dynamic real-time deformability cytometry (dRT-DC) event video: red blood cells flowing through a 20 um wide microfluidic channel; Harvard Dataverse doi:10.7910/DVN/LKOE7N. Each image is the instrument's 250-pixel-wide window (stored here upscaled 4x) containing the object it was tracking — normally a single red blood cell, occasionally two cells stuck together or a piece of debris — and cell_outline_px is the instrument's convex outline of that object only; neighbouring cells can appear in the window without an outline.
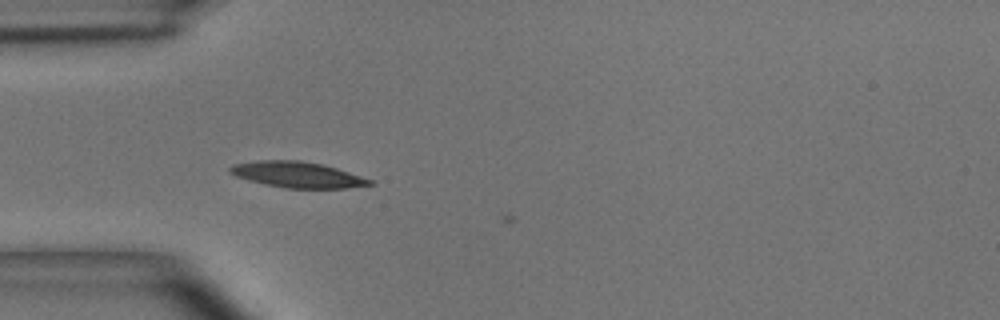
{"species": "common noctule bat (a hibernating species)", "species_latin": "Nyctalus noctula", "temperature_condition": "room temperature", "stored_images_in_passage": 12, "camera_frame_rate_fps": 3000, "um_per_image_px": 0.085, "animal": {"sex": "male", "body_mass_g": 15.6}, "frame": {"image": 1, "passage_image": 11, "time_ms": 3.333, "image_size_px": [1000, 320], "cell_outline_px": [[376, 184], [344, 188], [284, 188], [264, 184], [248, 180], [236, 176], [228, 172], [228, 168], [232, 164], [256, 160], [300, 160], [324, 164], [376, 180]], "centroid_in_image_um": [25.31, 14.84], "position_along_channel_um": 59.7, "area_um2": 21.44}}